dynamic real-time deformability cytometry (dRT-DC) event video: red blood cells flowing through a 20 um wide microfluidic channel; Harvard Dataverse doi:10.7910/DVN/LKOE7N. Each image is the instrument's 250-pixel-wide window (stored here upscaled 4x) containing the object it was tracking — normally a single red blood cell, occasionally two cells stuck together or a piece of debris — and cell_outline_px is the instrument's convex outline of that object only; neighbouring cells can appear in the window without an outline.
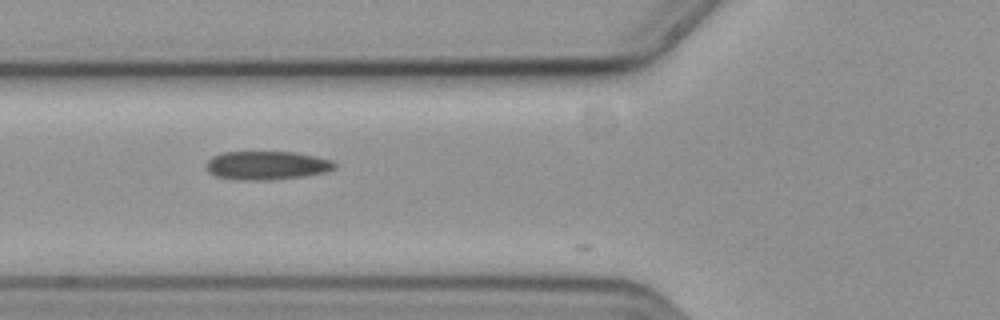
{"species": "common noctule bat (a hibernating species)", "species_latin": "Nyctalus noctula", "temperature_condition": "cold", "stored_images_in_passage": 15, "camera_frame_rate_fps": 3000, "um_per_image_px": 0.085, "animal": {"sex": "female", "body_mass_g": 19.3, "forearm_length_mm": 54.1}, "frame": {"image": 1, "passage_image": 11, "time_ms": 3.333, "image_size_px": [1000, 320], "cell_outline_px": [[336, 168], [328, 172], [304, 176], [268, 180], [244, 180], [216, 176], [208, 172], [204, 164], [212, 156], [224, 152], [292, 152], [316, 156], [332, 160], [336, 164]], "centroid_in_image_um": [22.68, 14.06], "position_along_channel_um": 103.1, "area_um2": 21.5}}
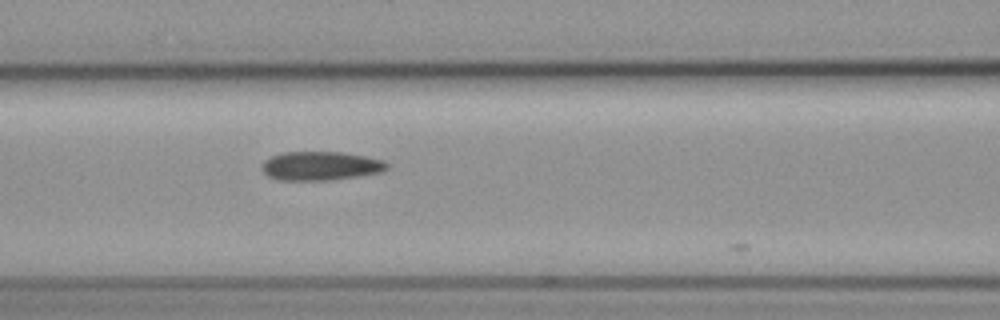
{"frame": {"image": 2, "passage_image": 14, "time_ms": 4.333, "image_size_px": [1000, 320], "cell_outline_px": [[388, 168], [380, 172], [360, 176], [332, 180], [276, 180], [268, 176], [260, 168], [264, 160], [272, 156], [284, 152], [340, 152], [364, 156], [384, 160], [388, 164]], "centroid_in_image_um": [27.23, 14.11], "position_along_channel_um": 139.4, "area_um2": 21.1}}